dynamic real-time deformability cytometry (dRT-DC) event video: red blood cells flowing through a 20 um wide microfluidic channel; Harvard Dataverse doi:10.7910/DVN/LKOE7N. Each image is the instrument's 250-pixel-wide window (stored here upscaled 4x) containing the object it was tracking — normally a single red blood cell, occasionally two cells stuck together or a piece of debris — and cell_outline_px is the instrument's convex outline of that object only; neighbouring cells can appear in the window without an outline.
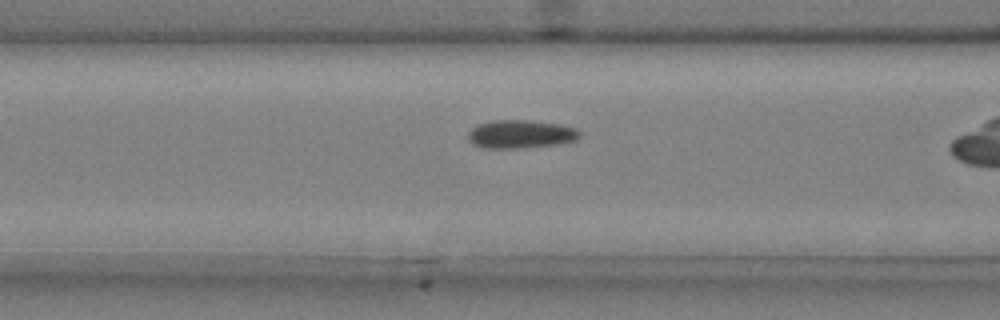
{"species": "common noctule bat (a hibernating species)", "species_latin": "Nyctalus noctula", "temperature_condition": "cold", "stored_images_in_passage": 40, "camera_frame_rate_fps": 3000, "um_per_image_px": 0.085, "animal": {"sex": "male", "body_mass_g": 20.4}, "frame": {"image": 1, "passage_image": 18, "time_ms": 5.667, "image_size_px": [1000, 320], "cell_outline_px": [[580, 136], [576, 140], [560, 144], [524, 148], [484, 148], [472, 144], [468, 140], [468, 132], [472, 128], [480, 124], [492, 120], [528, 120], [560, 124], [576, 128], [580, 132]], "centroid_in_image_um": [44.26, 11.41], "position_along_channel_um": 122.3, "area_um2": 18.55}}
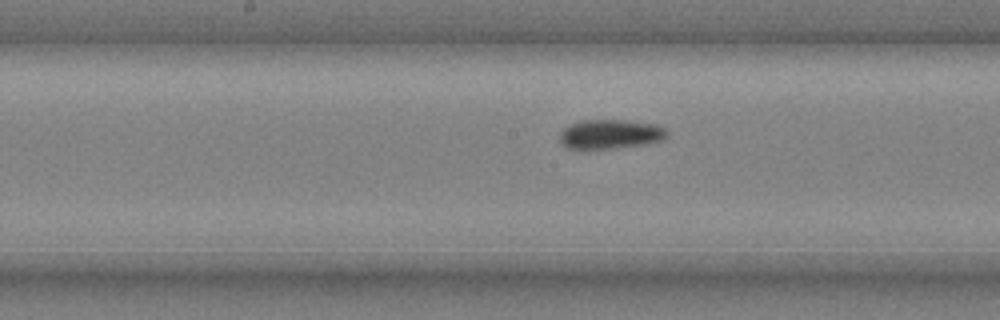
{"frame": {"image": 2, "passage_image": 24, "time_ms": 7.667, "image_size_px": [1000, 320], "cell_outline_px": [[668, 136], [664, 140], [648, 144], [584, 152], [564, 148], [560, 140], [560, 132], [564, 128], [572, 124], [584, 120], [624, 120], [656, 124], [664, 128], [668, 132]], "centroid_in_image_um": [51.85, 11.46], "position_along_channel_um": 196.4, "area_um2": 19.13}}
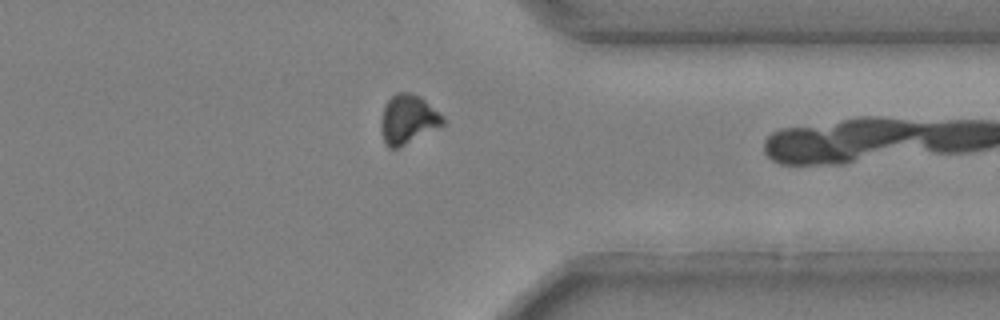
{"frame": {"image": 3, "passage_image": 39, "time_ms": 12.667, "image_size_px": [1000, 320], "cell_outline_px": [[444, 124], [396, 148], [388, 148], [384, 140], [380, 128], [380, 120], [384, 104], [396, 92], [408, 92], [420, 96], [444, 116]], "centroid_in_image_um": [34.64, 10.11], "position_along_channel_um": 376.8, "area_um2": 17.51}}